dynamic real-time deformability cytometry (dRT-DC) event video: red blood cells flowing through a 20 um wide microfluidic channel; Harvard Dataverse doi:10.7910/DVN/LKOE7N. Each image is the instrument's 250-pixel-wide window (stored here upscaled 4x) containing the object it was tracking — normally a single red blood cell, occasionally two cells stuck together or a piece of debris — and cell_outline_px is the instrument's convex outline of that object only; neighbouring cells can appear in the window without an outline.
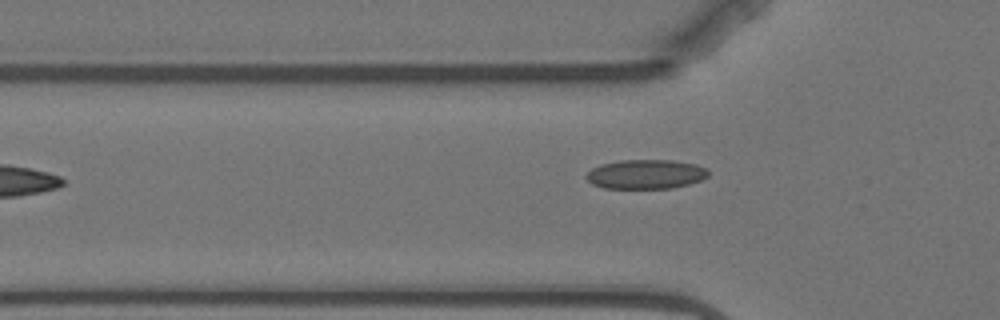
{"species": "Egyptian fruit bat (a non-hibernating species)", "species_latin": "Rousettus aegyptiacus", "temperature_condition": "warm", "stored_images_in_passage": 7, "camera_frame_rate_fps": 3000, "um_per_image_px": 0.085, "animal": {"sex": "female"}, "frame": {"image": 1, "passage_image": 7, "time_ms": 7.0, "image_size_px": [1000, 320], "cell_outline_px": [[708, 176], [700, 180], [688, 184], [672, 188], [604, 188], [592, 184], [584, 176], [592, 168], [600, 164], [620, 160], [672, 160], [696, 164], [708, 168]], "centroid_in_image_um": [54.88, 14.8], "position_along_channel_um": 70.9, "area_um2": 20.92}}